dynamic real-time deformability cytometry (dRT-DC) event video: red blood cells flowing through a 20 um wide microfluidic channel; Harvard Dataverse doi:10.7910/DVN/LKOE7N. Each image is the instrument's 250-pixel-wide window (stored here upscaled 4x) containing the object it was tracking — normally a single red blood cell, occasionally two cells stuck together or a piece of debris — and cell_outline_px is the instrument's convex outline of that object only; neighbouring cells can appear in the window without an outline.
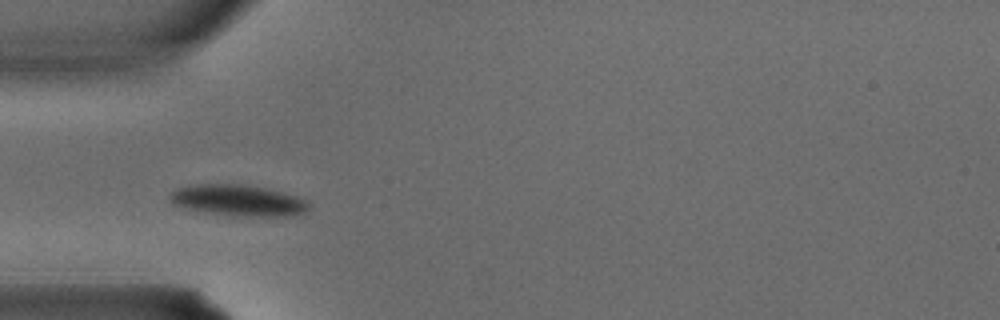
{"species": "common noctule bat (a hibernating species)", "species_latin": "Nyctalus noctula", "temperature_condition": "warm", "stored_images_in_passage": 3, "camera_frame_rate_fps": 3000, "um_per_image_px": 0.085, "animal": {"sex": "male", "body_mass_g": 15.6}, "frame": {"image": 1, "passage_image": 3, "time_ms": 0.667, "image_size_px": [1000, 320], "cell_outline_px": [[308, 208], [304, 212], [288, 216], [228, 216], [204, 212], [172, 204], [168, 200], [168, 196], [176, 188], [188, 184], [244, 184], [268, 188], [284, 192], [296, 196], [304, 200], [308, 204]], "centroid_in_image_um": [20.17, 17.02], "position_along_channel_um": 64.8, "area_um2": 25.49}}